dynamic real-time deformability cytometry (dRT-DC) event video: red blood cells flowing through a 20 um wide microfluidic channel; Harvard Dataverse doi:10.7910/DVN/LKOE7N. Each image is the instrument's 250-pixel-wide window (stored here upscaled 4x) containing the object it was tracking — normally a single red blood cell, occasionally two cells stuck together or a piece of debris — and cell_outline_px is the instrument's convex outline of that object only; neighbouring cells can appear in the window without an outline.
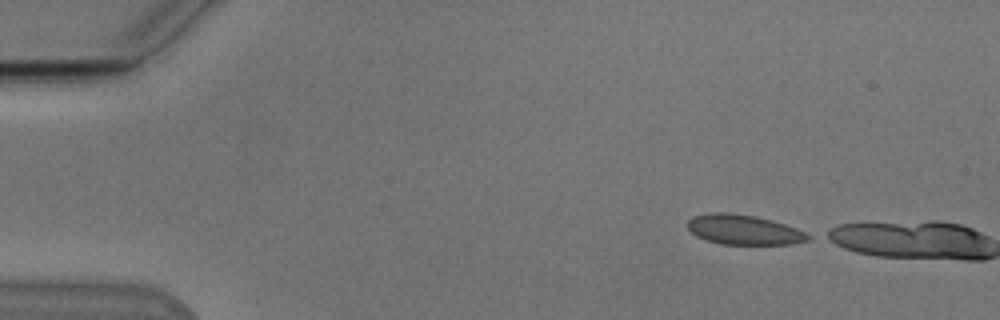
{"species": "Egyptian fruit bat (a non-hibernating species)", "species_latin": "Rousettus aegyptiacus", "temperature_condition": "cold", "stored_images_in_passage": 2, "camera_frame_rate_fps": 3000, "um_per_image_px": 0.085, "animal": {"sex": "male"}, "frame": {"image": 1, "passage_image": 1, "time_ms": 0.0, "image_size_px": [1000, 320], "cell_outline_px": [[812, 240], [796, 244], [720, 244], [704, 240], [696, 236], [688, 228], [688, 220], [692, 216], [712, 212], [728, 212], [756, 216], [772, 220], [796, 228], [812, 236]], "centroid_in_image_um": [63.23, 19.53], "position_along_channel_um": 21.8, "area_um2": 21.21}}